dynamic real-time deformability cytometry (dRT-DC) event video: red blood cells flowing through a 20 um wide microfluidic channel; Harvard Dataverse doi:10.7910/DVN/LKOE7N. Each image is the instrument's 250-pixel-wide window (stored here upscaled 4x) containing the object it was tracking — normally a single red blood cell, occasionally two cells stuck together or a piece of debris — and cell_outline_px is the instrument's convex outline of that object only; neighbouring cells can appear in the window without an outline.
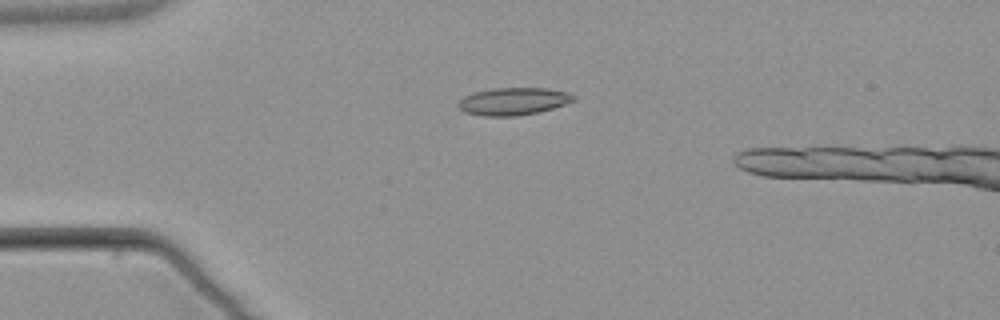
{"species": "common noctule bat (a hibernating species)", "species_latin": "Nyctalus noctula", "temperature_condition": "warm", "stored_images_in_passage": 4, "camera_frame_rate_fps": 3000, "um_per_image_px": 0.085, "animal": {"sex": "male", "body_mass_g": 21.5, "forearm_length_mm": 52.0}, "frame": {"image": 1, "passage_image": 2, "time_ms": 1.333, "image_size_px": [1000, 320], "cell_outline_px": [[576, 100], [540, 112], [516, 116], [484, 116], [464, 112], [456, 104], [464, 96], [476, 92], [496, 88], [544, 88], [572, 92], [576, 96]], "centroid_in_image_um": [43.67, 8.61], "position_along_channel_um": 41.3, "area_um2": 18.5}}